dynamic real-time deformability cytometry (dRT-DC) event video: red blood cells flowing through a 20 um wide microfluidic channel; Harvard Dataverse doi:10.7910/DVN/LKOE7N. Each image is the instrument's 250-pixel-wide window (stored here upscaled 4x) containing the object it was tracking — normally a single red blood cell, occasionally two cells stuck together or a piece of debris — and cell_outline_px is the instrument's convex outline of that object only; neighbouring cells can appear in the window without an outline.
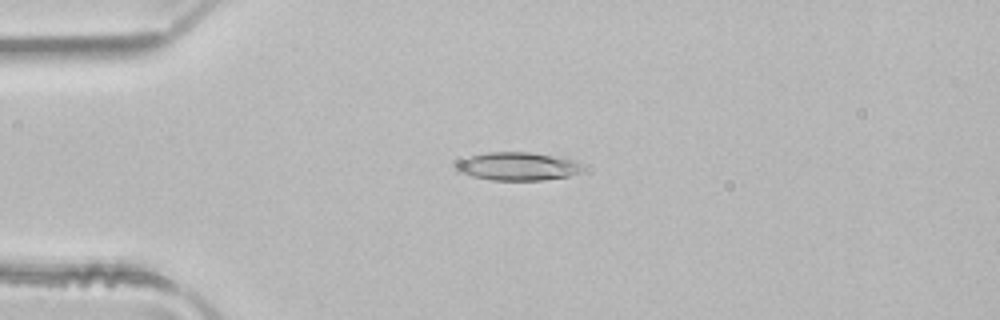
{"species": "common noctule bat (a hibernating species)", "species_latin": "Nyctalus noctula", "temperature_condition": "room temperature", "stored_images_in_passage": 6, "camera_frame_rate_fps": 3000, "um_per_image_px": 0.085, "animal": {"sex": "male", "body_mass_g": 21.5, "forearm_length_mm": 52.0}, "frame": {"image": 1, "passage_image": 3, "time_ms": 0.667, "image_size_px": [1000, 320], "cell_outline_px": [[584, 168], [568, 176], [544, 180], [492, 180], [472, 176], [456, 172], [452, 168], [456, 164], [468, 156], [488, 152], [532, 152], [564, 156], [580, 160]], "centroid_in_image_um": [44.03, 14.12], "position_along_channel_um": 41.0, "area_um2": 21.27}}
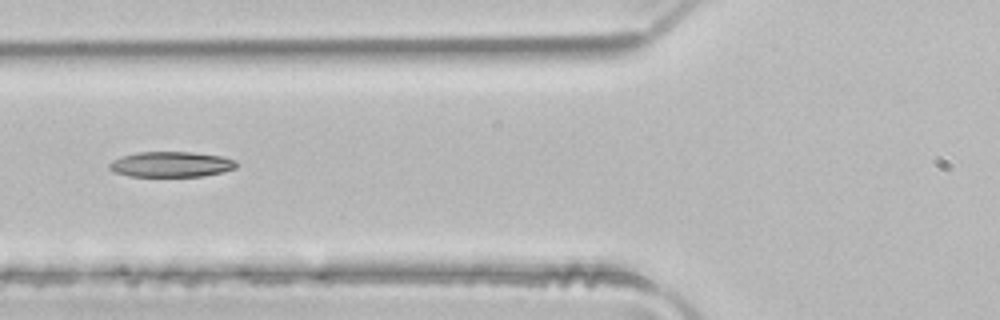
{"frame": {"image": 2, "passage_image": 5, "time_ms": 1.333, "image_size_px": [1000, 320], "cell_outline_px": [[236, 168], [224, 172], [204, 176], [128, 176], [112, 172], [108, 168], [108, 164], [112, 160], [120, 156], [136, 152], [192, 152], [224, 156], [236, 160]], "centroid_in_image_um": [14.52, 13.96], "position_along_channel_um": 111.3, "area_um2": 19.13}}
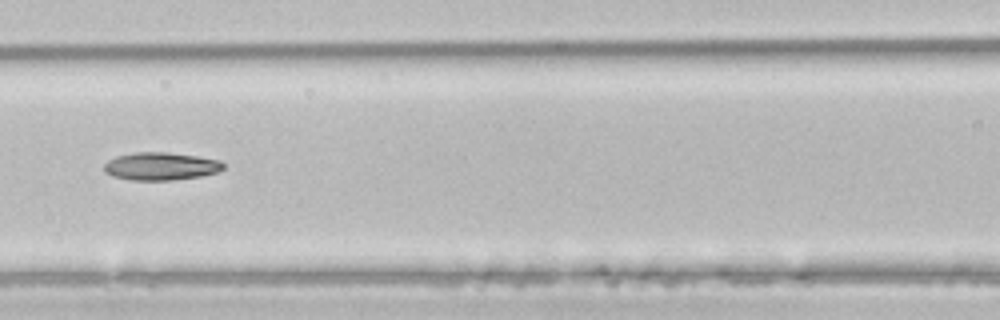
{"frame": {"image": 3, "passage_image": 6, "time_ms": 1.667, "image_size_px": [1000, 320], "cell_outline_px": [[224, 168], [216, 172], [200, 176], [172, 180], [132, 180], [112, 176], [104, 172], [104, 164], [108, 160], [116, 156], [136, 152], [168, 152], [196, 156], [220, 160], [224, 164]], "centroid_in_image_um": [13.64, 14.13], "position_along_channel_um": 153.0, "area_um2": 19.31}}